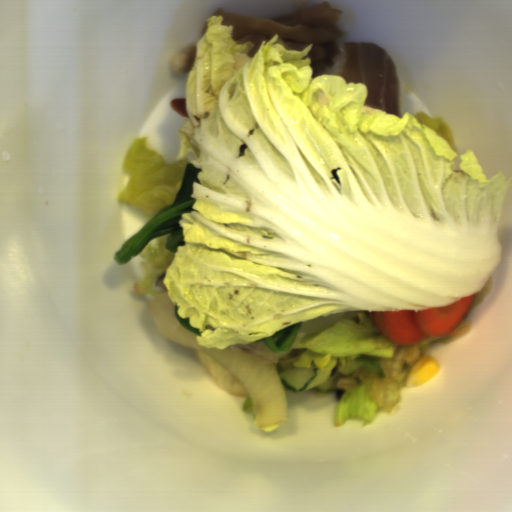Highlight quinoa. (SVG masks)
Wrapping results in <instances>:
<instances>
[{
  "instance_id": "d39296ef",
  "label": "quinoa",
  "mask_w": 512,
  "mask_h": 512,
  "mask_svg": "<svg viewBox=\"0 0 512 512\" xmlns=\"http://www.w3.org/2000/svg\"><path fill=\"white\" fill-rule=\"evenodd\" d=\"M355 380V373L354 374H347L344 377L340 378L338 380L336 389L342 390V391H348L350 388L356 385Z\"/></svg>"
}]
</instances>
